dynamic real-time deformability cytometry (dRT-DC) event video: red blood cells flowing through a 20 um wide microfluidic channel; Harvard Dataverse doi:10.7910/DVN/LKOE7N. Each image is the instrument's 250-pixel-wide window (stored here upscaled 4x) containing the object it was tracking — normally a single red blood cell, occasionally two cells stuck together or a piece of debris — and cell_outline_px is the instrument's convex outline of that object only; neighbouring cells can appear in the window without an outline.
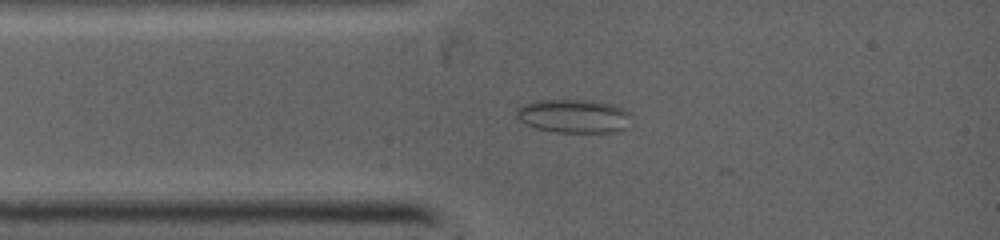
{"species": "common noctule bat (a hibernating species)", "species_latin": "Nyctalus noctula", "temperature_condition": "warm", "stored_images_in_passage": 39, "camera_frame_rate_fps": 5000, "um_per_image_px": 0.085, "animal": {"sex": "female", "body_mass_g": 19.0, "forearm_length_mm": 53.3}, "frame": {"image": 1, "passage_image": 2, "time_ms": 0.2, "image_size_px": [1000, 240], "cell_outline_px": [[628, 112], [620, 128], [608, 132], [556, 132], [536, 128], [520, 120], [516, 116], [516, 108], [520, 104], [536, 100], [592, 100], [612, 104], [624, 108]], "centroid_in_image_um": [48.61, 9.83], "position_along_channel_um": 36.4, "area_um2": 21.91}}
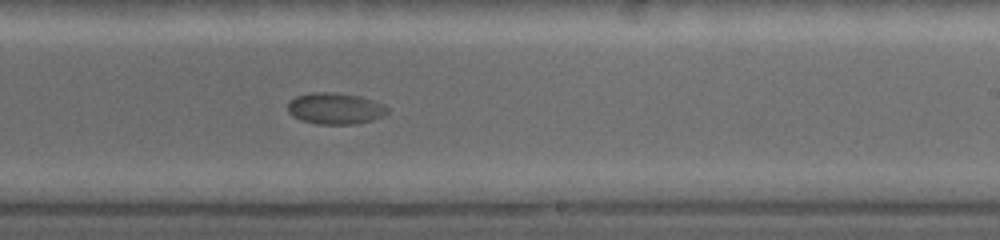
{"frame": {"image": 2, "passage_image": 19, "time_ms": 5.2, "image_size_px": [1000, 240], "cell_outline_px": [[388, 112], [372, 120], [352, 124], [320, 124], [304, 120], [288, 112], [288, 104], [296, 96], [312, 92], [332, 92], [360, 96], [384, 104], [388, 108]], "centroid_in_image_um": [28.51, 9.21], "position_along_channel_um": 260.5, "area_um2": 17.86}}
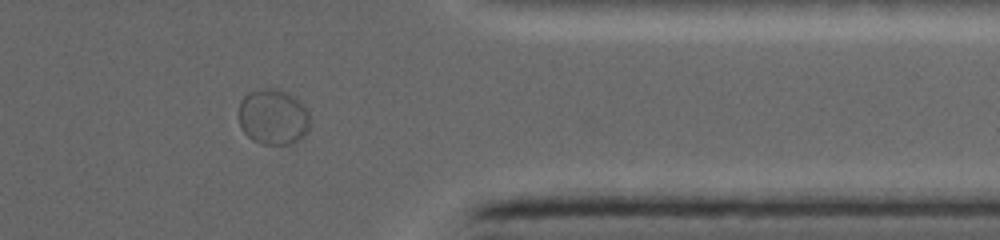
{"frame": {"image": 3, "passage_image": 33, "time_ms": 8.2, "image_size_px": [1000, 240], "cell_outline_px": [[308, 132], [296, 144], [260, 144], [252, 140], [244, 132], [240, 124], [240, 100], [248, 92], [264, 88], [276, 88], [288, 92], [308, 112]], "centroid_in_image_um": [23.21, 9.96], "position_along_channel_um": 388.2, "area_um2": 23.06}}